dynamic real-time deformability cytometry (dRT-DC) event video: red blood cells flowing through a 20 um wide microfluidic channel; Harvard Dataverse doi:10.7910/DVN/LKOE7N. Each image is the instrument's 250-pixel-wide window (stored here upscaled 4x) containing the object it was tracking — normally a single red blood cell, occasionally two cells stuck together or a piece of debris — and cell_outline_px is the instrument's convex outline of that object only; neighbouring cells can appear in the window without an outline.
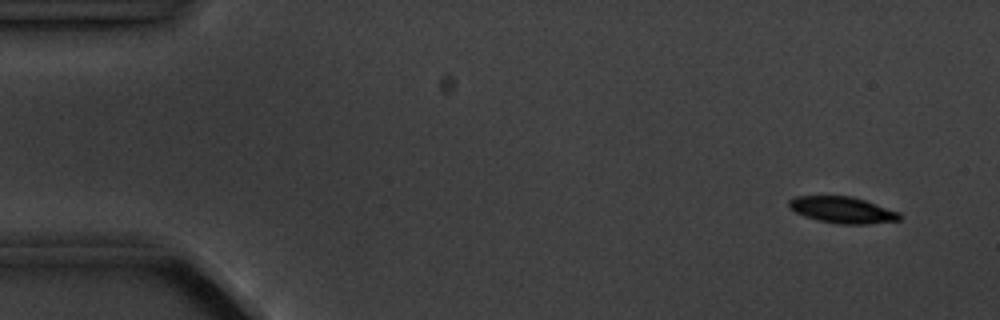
{"species": "common noctule bat (a hibernating species)", "species_latin": "Nyctalus noctula", "temperature_condition": "cold", "stored_images_in_passage": 4, "camera_frame_rate_fps": 3000, "um_per_image_px": 0.085, "animal": {"sex": "male", "body_mass_g": 20.1, "forearm_length_mm": 53.5}, "frame": {"image": 1, "passage_image": 1, "time_ms": 0.0, "image_size_px": [1000, 320], "cell_outline_px": [[904, 216], [900, 220], [868, 224], [840, 224], [820, 220], [804, 216], [788, 208], [788, 200], [796, 196], [852, 196], [900, 212]], "centroid_in_image_um": [71.62, 17.84], "position_along_channel_um": 13.4, "area_um2": 17.05}}